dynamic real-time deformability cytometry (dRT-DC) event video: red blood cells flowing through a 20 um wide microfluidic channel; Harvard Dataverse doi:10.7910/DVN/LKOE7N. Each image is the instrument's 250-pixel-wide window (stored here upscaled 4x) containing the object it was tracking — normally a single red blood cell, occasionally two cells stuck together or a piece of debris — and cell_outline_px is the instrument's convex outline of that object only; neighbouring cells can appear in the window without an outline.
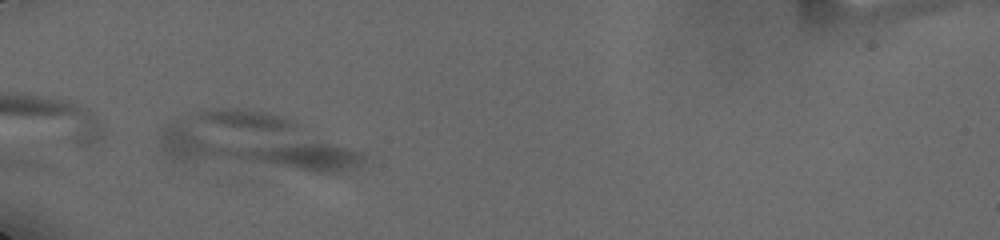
{"species": "human", "species_latin": "Homo sapiens", "temperature_condition": "cold", "stored_images_in_passage": 4, "camera_frame_rate_fps": 3000, "um_per_image_px": 0.085, "donor": {"sex": "male"}, "frame": {"image": 1, "passage_image": 1, "time_ms": 0.0, "image_size_px": [1000, 240], "cell_outline_px": [[372, 160], [348, 172], [316, 172], [172, 160], [160, 152], [156, 136], [160, 128], [164, 124], [188, 112], [212, 108], [236, 108], [264, 112], [280, 116], [292, 120], [364, 152]], "centroid_in_image_um": [21.63, 12.09], "position_along_channel_um": 63.4, "area_um2": 67.8}}